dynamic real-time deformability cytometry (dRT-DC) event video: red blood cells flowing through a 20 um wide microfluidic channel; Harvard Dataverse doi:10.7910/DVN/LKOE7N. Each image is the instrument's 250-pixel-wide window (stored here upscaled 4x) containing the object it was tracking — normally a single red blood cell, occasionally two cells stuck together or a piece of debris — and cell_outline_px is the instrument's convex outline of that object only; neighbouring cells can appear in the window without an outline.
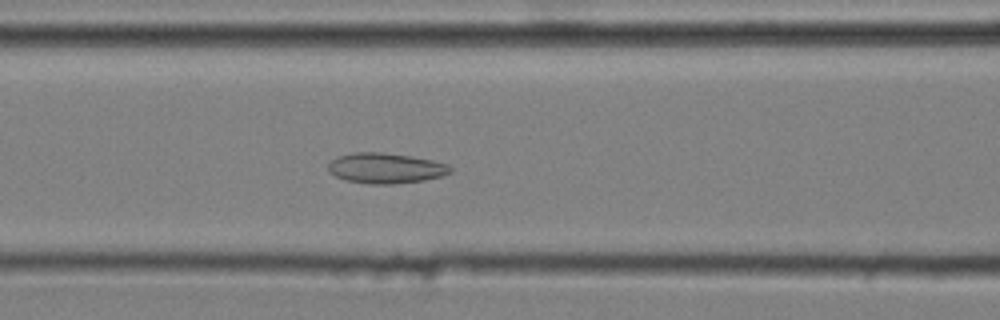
{"species": "common noctule bat (a hibernating species)", "species_latin": "Nyctalus noctula", "temperature_condition": "cold", "stored_images_in_passage": 52, "camera_frame_rate_fps": 3000, "um_per_image_px": 0.085, "animal": {"sex": "male", "body_mass_g": 20.4}, "frame": {"image": 1, "passage_image": 22, "time_ms": 7.0, "image_size_px": [1000, 320], "cell_outline_px": [[452, 172], [440, 176], [424, 180], [392, 184], [368, 184], [344, 180], [328, 172], [328, 164], [332, 160], [340, 156], [356, 152], [380, 152], [408, 156], [432, 160], [448, 164], [452, 168]], "centroid_in_image_um": [32.77, 14.3], "position_along_channel_um": 133.8, "area_um2": 21.5}}
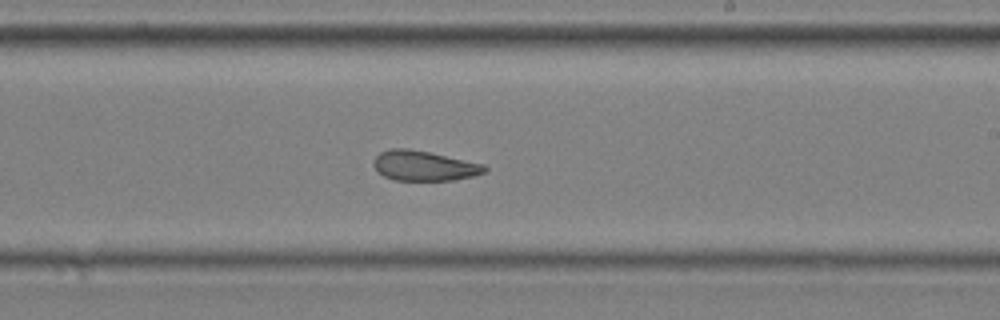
{"frame": {"image": 2, "passage_image": 32, "time_ms": 10.333, "image_size_px": [1000, 320], "cell_outline_px": [[488, 168], [484, 172], [472, 176], [456, 180], [396, 180], [384, 176], [372, 164], [372, 160], [380, 152], [388, 148], [408, 148], [428, 152], [484, 164]], "centroid_in_image_um": [36.02, 14.08], "position_along_channel_um": 253.0, "area_um2": 19.31}}
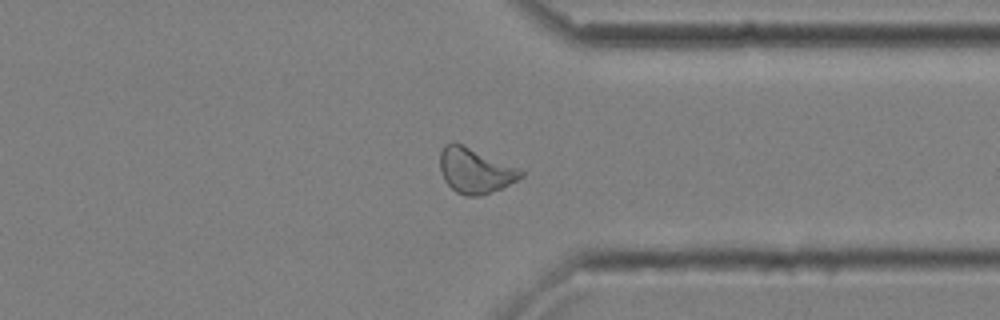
{"frame": {"image": 3, "passage_image": 42, "time_ms": 13.667, "image_size_px": [1000, 320], "cell_outline_px": [[524, 176], [500, 188], [480, 196], [464, 196], [456, 192], [444, 180], [440, 172], [440, 152], [444, 144], [460, 144], [516, 168], [524, 172]], "centroid_in_image_um": [40.32, 14.54], "position_along_channel_um": 371.1, "area_um2": 20.52}, "authors_computed_cell_mechanics": {"area_um2": 21.4438, "velocity_mm_per_s": 3.5795, "shape_relaxation_time_tau1_ms": null, "shape_relaxation_time_tau2_ms": 2.6819, "deformation_change_tau1": null, "deformation_change_tau2": 0.0957}}